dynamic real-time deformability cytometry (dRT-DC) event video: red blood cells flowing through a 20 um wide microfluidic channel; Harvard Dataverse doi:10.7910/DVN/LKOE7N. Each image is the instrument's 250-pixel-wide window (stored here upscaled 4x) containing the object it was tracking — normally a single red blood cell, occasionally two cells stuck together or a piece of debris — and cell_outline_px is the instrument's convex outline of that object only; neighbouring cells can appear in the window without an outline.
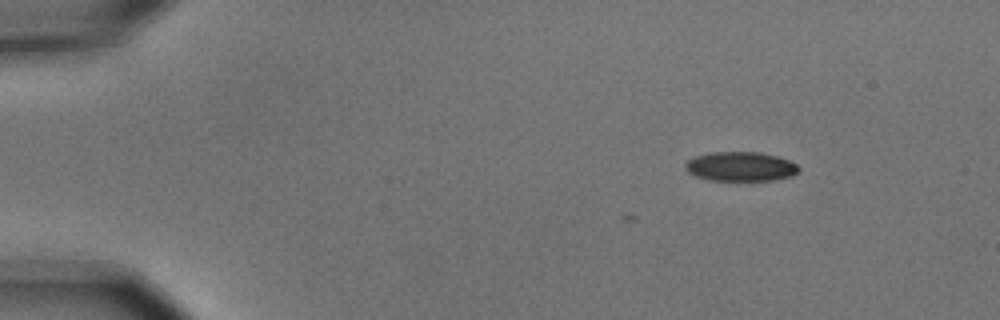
{"species": "common noctule bat (a hibernating species)", "species_latin": "Nyctalus noctula", "temperature_condition": "cold", "stored_images_in_passage": 4, "camera_frame_rate_fps": 3000, "um_per_image_px": 0.085, "animal": {"sex": "male", "body_mass_g": 15.6}, "frame": {"image": 1, "passage_image": 2, "time_ms": 0.333, "image_size_px": [1000, 320], "cell_outline_px": [[800, 168], [792, 176], [772, 180], [708, 180], [696, 176], [688, 172], [684, 168], [684, 164], [692, 156], [712, 152], [760, 152], [776, 156], [788, 160], [796, 164]], "centroid_in_image_um": [62.9, 14.15], "position_along_channel_um": 22.1, "area_um2": 19.42}}
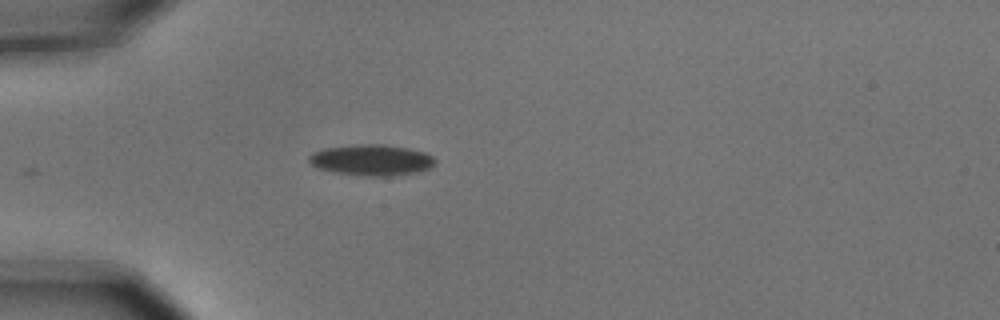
{"frame": {"image": 2, "passage_image": 4, "time_ms": 1.0, "image_size_px": [1000, 320], "cell_outline_px": [[436, 164], [432, 168], [416, 172], [392, 176], [364, 176], [336, 172], [316, 168], [308, 160], [308, 156], [312, 152], [324, 148], [356, 144], [384, 144], [408, 148], [424, 152], [432, 156], [436, 160]], "centroid_in_image_um": [31.59, 13.6], "position_along_channel_um": 53.4, "area_um2": 23.0}}